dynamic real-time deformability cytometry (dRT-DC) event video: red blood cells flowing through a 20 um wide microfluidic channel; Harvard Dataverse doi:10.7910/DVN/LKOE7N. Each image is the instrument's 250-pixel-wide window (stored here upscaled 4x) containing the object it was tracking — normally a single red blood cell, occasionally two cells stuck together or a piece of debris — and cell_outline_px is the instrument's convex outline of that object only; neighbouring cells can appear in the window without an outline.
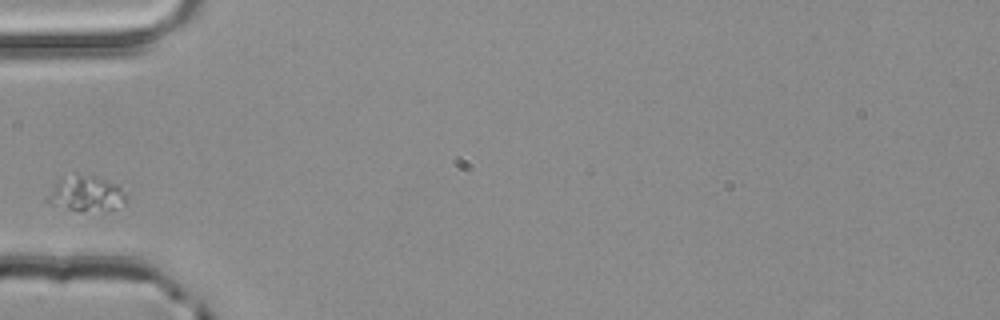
{"species": "common noctule bat (a hibernating species)", "species_latin": "Nyctalus noctula", "temperature_condition": "room temperature", "stored_images_in_passage": 1, "camera_frame_rate_fps": 3000, "um_per_image_px": 0.085, "animal": {"sex": "male", "body_mass_g": 20.4}, "frame": {"image": 1, "passage_image": 1, "time_ms": 0.0, "image_size_px": [1000, 320], "cell_outline_px": [[128, 196], [116, 208], [108, 212], [80, 212], [48, 204], [44, 200], [56, 180], [60, 176], [96, 176], [108, 180], [116, 184], [128, 192]], "centroid_in_image_um": [7.3, 16.5], "position_along_channel_um": 77.7, "area_um2": 16.82}}